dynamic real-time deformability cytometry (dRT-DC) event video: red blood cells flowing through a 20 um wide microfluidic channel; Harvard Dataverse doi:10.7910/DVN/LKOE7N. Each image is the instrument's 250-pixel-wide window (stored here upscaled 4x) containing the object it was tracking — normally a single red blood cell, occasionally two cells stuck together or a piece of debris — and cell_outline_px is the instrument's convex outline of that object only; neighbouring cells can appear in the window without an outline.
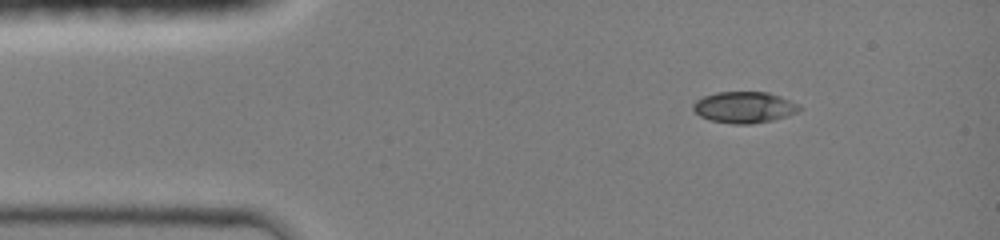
{"species": "common noctule bat (a hibernating species)", "species_latin": "Nyctalus noctula", "temperature_condition": "room temperature", "stored_images_in_passage": 13, "camera_frame_rate_fps": 3000, "um_per_image_px": 0.085, "animal": {"sex": "female", "body_mass_g": 19.0, "forearm_length_mm": 51.5}, "frame": {"image": 1, "passage_image": 1, "time_ms": 0.0, "image_size_px": [1000, 240], "cell_outline_px": [[804, 108], [788, 116], [772, 120], [752, 124], [732, 124], [708, 120], [700, 116], [692, 108], [692, 104], [696, 100], [704, 96], [716, 92], [768, 92], [780, 96], [800, 104]], "centroid_in_image_um": [63.27, 9.12], "position_along_channel_um": 21.7, "area_um2": 19.59}}
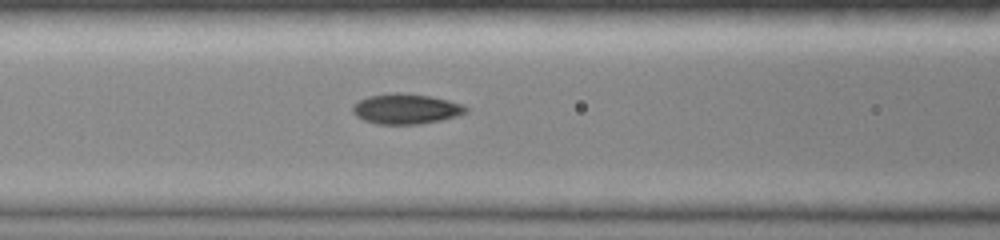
{"frame": {"image": 2, "passage_image": 8, "time_ms": 4.0, "image_size_px": [1000, 240], "cell_outline_px": [[468, 112], [456, 116], [440, 120], [420, 124], [376, 124], [364, 120], [356, 116], [352, 112], [352, 104], [368, 96], [388, 92], [404, 92], [432, 96], [464, 104], [468, 108]], "centroid_in_image_um": [34.5, 9.24], "position_along_channel_um": 132.1, "area_um2": 20.29}}
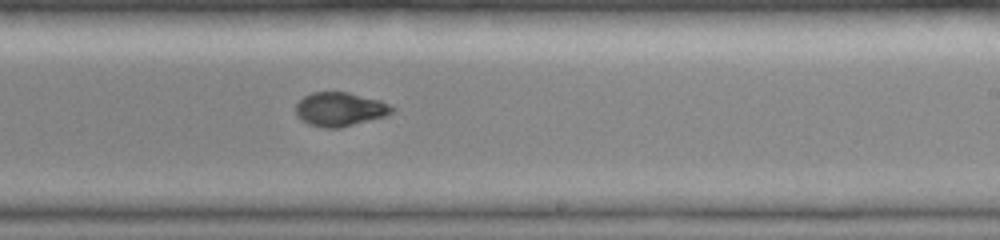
{"frame": {"image": 3, "passage_image": 13, "time_ms": 7.0, "image_size_px": [1000, 240], "cell_outline_px": [[396, 108], [392, 112], [384, 116], [340, 128], [324, 128], [308, 124], [300, 120], [296, 116], [296, 104], [304, 96], [312, 92], [348, 92], [380, 100]], "centroid_in_image_um": [28.86, 9.29], "position_along_channel_um": 260.1, "area_um2": 19.02}}